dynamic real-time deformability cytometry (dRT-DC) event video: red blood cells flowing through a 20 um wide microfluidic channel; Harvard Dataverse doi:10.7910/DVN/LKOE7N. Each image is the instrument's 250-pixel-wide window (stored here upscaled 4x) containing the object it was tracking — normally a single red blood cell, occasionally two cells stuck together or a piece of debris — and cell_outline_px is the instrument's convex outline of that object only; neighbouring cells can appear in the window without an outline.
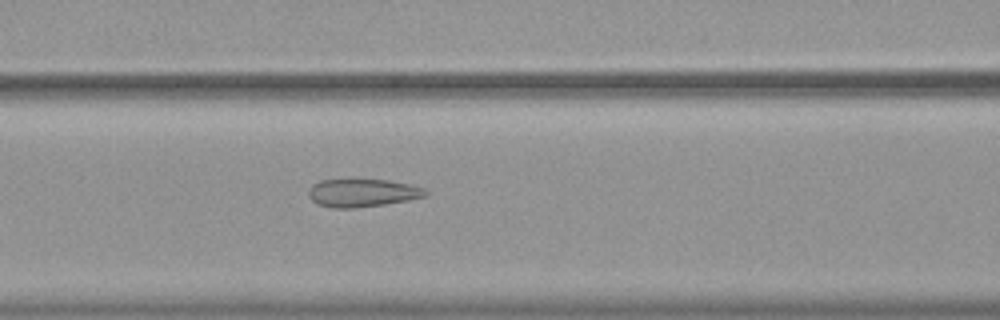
{"species": "common noctule bat (a hibernating species)", "species_latin": "Nyctalus noctula", "temperature_condition": "warm", "stored_images_in_passage": 55, "camera_frame_rate_fps": 3000, "um_per_image_px": 0.085, "animal": {"sex": "female", "body_mass_g": 19.9}, "frame": {"image": 1, "passage_image": 24, "time_ms": 7.667, "image_size_px": [1000, 320], "cell_outline_px": [[428, 192], [424, 196], [408, 200], [384, 204], [352, 208], [332, 208], [316, 204], [308, 196], [308, 188], [312, 184], [320, 180], [352, 176], [388, 180], [408, 184], [424, 188]], "centroid_in_image_um": [30.71, 16.34], "position_along_channel_um": 135.9, "area_um2": 19.94}}
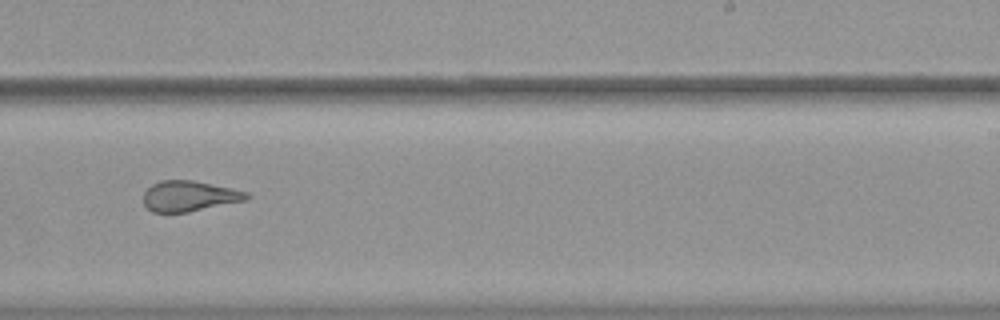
{"frame": {"image": 2, "passage_image": 35, "time_ms": 11.333, "image_size_px": [1000, 320], "cell_outline_px": [[252, 196], [248, 200], [188, 212], [152, 212], [144, 204], [144, 192], [152, 184], [160, 180], [192, 180], [248, 192]], "centroid_in_image_um": [16.11, 16.67], "position_along_channel_um": 272.9, "area_um2": 18.32}}
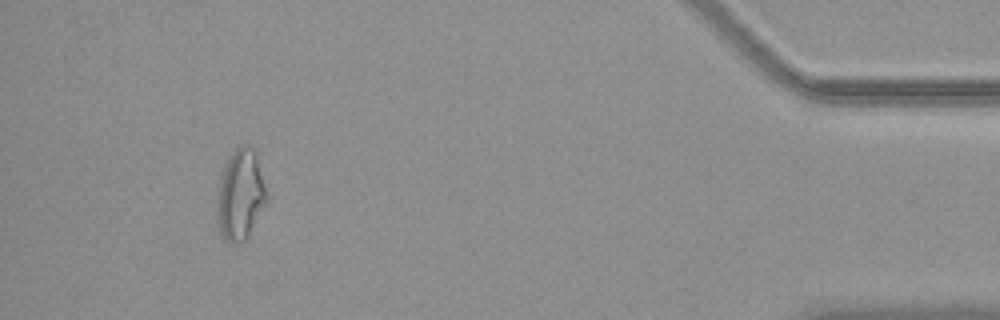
{"frame": {"image": 3, "passage_image": 51, "time_ms": 16.667, "image_size_px": [1000, 320], "cell_outline_px": [[268, 200], [244, 240], [240, 244], [232, 244], [224, 236], [220, 228], [220, 184], [224, 168], [232, 152], [240, 144], [248, 144], [252, 148], [256, 156], [268, 196]], "centroid_in_image_um": [20.5, 16.51], "position_along_channel_um": 414.7, "area_um2": 24.74}, "authors_computed_cell_mechanics": {"area_um2": 23.3512, "velocity_mm_per_s": 3.7556, "shape_relaxation_time_tau1_ms": null, "shape_relaxation_time_tau2_ms": 1.1352, "deformation_change_tau1": null, "deformation_change_tau2": 0.0955}}